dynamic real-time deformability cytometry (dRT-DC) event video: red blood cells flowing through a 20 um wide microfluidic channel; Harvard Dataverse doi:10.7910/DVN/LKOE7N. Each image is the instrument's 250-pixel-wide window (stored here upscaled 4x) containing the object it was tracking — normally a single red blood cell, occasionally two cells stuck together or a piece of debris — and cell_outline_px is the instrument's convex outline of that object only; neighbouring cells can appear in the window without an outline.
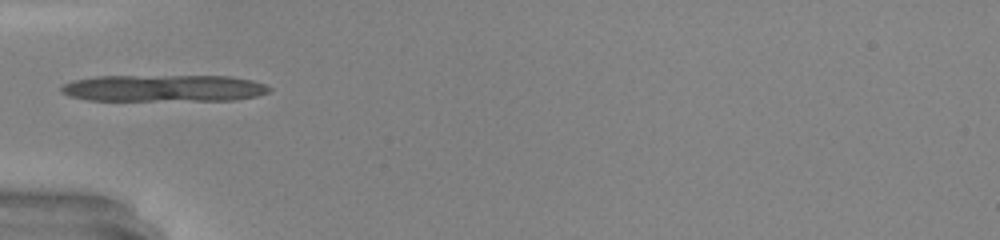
{"species": "common noctule bat (a hibernating species)", "species_latin": "Nyctalus noctula", "temperature_condition": "warm", "stored_images_in_passage": 32, "camera_frame_rate_fps": 3000, "um_per_image_px": 0.085, "animal": {"sex": "male", "body_mass_g": 20.0, "forearm_length_mm": 53.3}, "frame": {"image": 1, "passage_image": 1, "time_ms": 0.0, "image_size_px": [1000, 240], "cell_outline_px": [[272, 88], [268, 92], [256, 96], [236, 100], [88, 100], [68, 96], [60, 92], [60, 88], [64, 84], [72, 80], [96, 76], [228, 76], [252, 80], [264, 84]], "centroid_in_image_um": [13.89, 7.49], "position_along_channel_um": 71.1, "area_um2": 32.6}}